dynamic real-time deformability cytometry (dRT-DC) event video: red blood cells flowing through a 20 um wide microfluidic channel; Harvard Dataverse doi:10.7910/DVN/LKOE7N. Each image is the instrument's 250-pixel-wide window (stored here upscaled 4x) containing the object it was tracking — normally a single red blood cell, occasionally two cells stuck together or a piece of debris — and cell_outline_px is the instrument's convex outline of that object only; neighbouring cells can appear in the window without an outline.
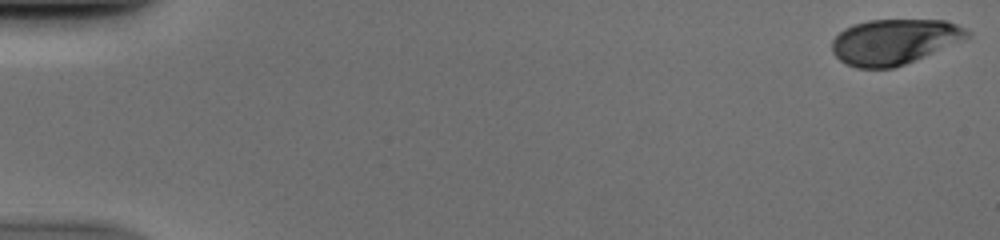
{"species": "human", "species_latin": "Homo sapiens", "temperature_condition": "cold", "stored_images_in_passage": 52, "camera_frame_rate_fps": 3000, "um_per_image_px": 0.085, "donor": {"sex": "male"}, "frame": {"image": 1, "passage_image": 1, "time_ms": 0.0, "image_size_px": [1000, 240], "cell_outline_px": [[972, 32], [968, 36], [924, 56], [904, 64], [892, 68], [856, 68], [844, 64], [832, 52], [832, 40], [844, 28], [852, 24], [868, 20], [944, 20], [956, 24]], "centroid_in_image_um": [75.93, 3.54], "position_along_channel_um": 9.1, "area_um2": 35.32}}
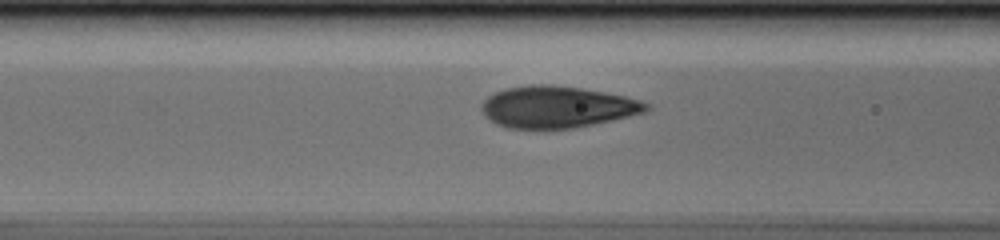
{"frame": {"image": 2, "passage_image": 22, "time_ms": 7.0, "image_size_px": [1000, 240], "cell_outline_px": [[652, 108], [648, 112], [612, 120], [572, 128], [508, 128], [496, 124], [484, 116], [480, 108], [480, 104], [488, 96], [504, 88], [528, 84], [552, 84], [580, 88], [604, 92], [624, 96], [640, 100], [652, 104]], "centroid_in_image_um": [47.36, 9.08], "position_along_channel_um": 119.2, "area_um2": 40.29}}
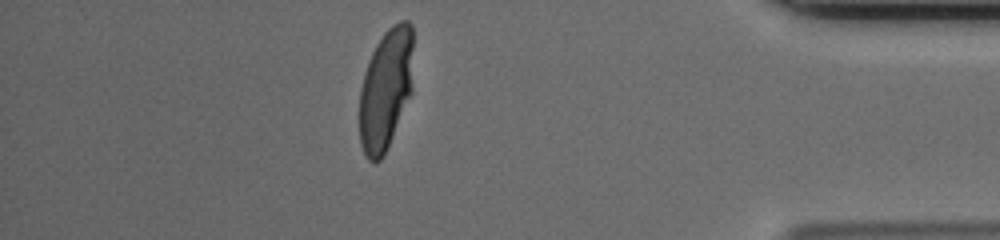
{"frame": {"image": 3, "passage_image": 46, "time_ms": 15.0, "image_size_px": [1000, 240], "cell_outline_px": [[412, 92], [384, 156], [376, 164], [372, 164], [368, 160], [360, 144], [360, 88], [364, 72], [368, 60], [376, 44], [384, 32], [392, 24], [400, 20], [408, 20], [412, 24]], "centroid_in_image_um": [32.79, 7.59], "position_along_channel_um": 402.4, "area_um2": 38.44}}